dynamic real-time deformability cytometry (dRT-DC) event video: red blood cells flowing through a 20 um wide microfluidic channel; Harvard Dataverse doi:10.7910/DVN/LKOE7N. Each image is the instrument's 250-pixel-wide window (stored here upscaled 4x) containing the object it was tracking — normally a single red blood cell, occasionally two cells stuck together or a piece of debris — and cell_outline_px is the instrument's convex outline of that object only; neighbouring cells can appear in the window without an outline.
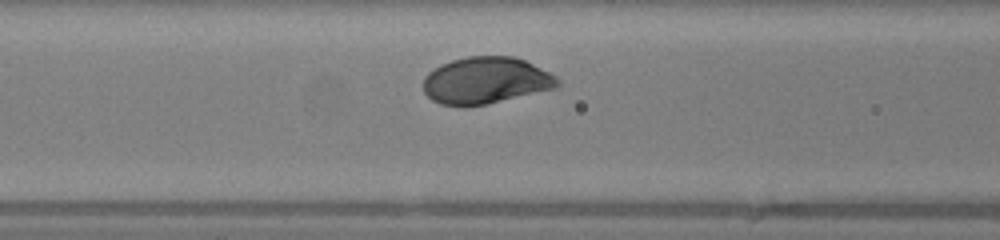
{"species": "human", "species_latin": "Homo sapiens", "temperature_condition": "warm", "stored_images_in_passage": 28, "camera_frame_rate_fps": 3000, "um_per_image_px": 0.085, "donor": {"sex": "female"}, "frame": {"image": 1, "passage_image": 9, "time_ms": 2.667, "image_size_px": [1000, 240], "cell_outline_px": [[560, 84], [556, 88], [488, 104], [440, 104], [432, 100], [424, 92], [424, 76], [428, 72], [440, 64], [452, 60], [468, 56], [512, 56], [524, 60], [556, 76], [560, 80]], "centroid_in_image_um": [41.3, 6.82], "position_along_channel_um": 125.3, "area_um2": 36.24}}
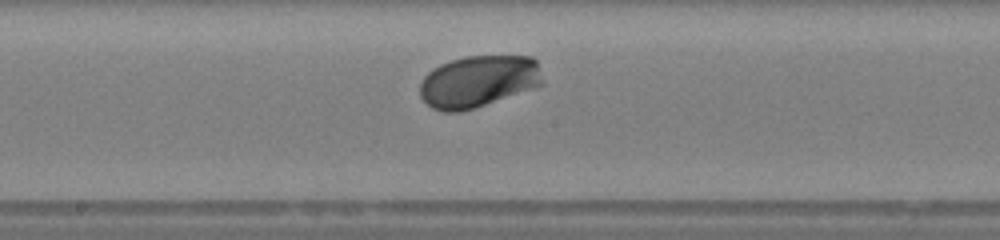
{"frame": {"image": 2, "passage_image": 15, "time_ms": 4.667, "image_size_px": [1000, 240], "cell_outline_px": [[544, 84], [460, 112], [444, 112], [432, 108], [420, 96], [420, 84], [424, 76], [432, 68], [440, 64], [464, 56], [532, 56], [536, 60]], "centroid_in_image_um": [40.63, 6.9], "position_along_channel_um": 207.6, "area_um2": 36.76}}
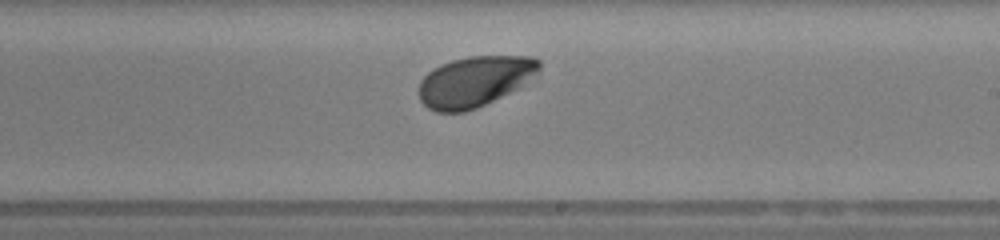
{"frame": {"image": 3, "passage_image": 18, "time_ms": 5.667, "image_size_px": [1000, 240], "cell_outline_px": [[540, 72], [520, 88], [476, 108], [464, 112], [436, 112], [428, 108], [420, 100], [416, 92], [420, 80], [432, 68], [440, 64], [452, 60], [468, 56], [532, 56], [540, 60]], "centroid_in_image_um": [40.34, 6.92], "position_along_channel_um": 248.7, "area_um2": 36.01}, "authors_computed_cell_mechanics": {"area_um2": 36.6163, "velocity_mm_per_s": 4.122, "shape_relaxation_time_tau1_ms": 1.1036, "shape_relaxation_time_tau2_ms": null, "deformation_change_tau1": 0.1192, "deformation_change_tau2": null}}